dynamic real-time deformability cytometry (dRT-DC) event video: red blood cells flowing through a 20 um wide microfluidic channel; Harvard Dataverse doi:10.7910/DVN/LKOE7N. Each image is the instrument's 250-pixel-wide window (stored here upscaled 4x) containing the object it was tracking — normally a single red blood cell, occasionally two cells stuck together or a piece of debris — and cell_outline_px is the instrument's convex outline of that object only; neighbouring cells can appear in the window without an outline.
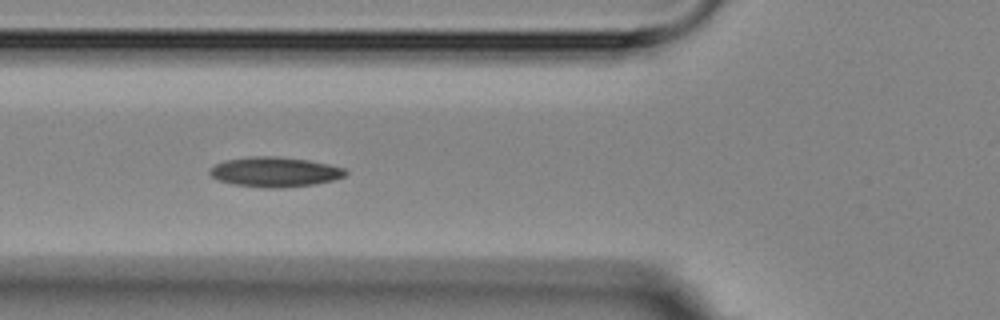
{"species": "Egyptian fruit bat (a non-hibernating species)", "species_latin": "Rousettus aegyptiacus", "temperature_condition": "room temperature", "stored_images_in_passage": 8, "camera_frame_rate_fps": 3000, "um_per_image_px": 0.085, "animal": {"sex": "female"}, "frame": {"image": 1, "passage_image": 5, "time_ms": 5.0, "image_size_px": [1000, 320], "cell_outline_px": [[348, 172], [344, 176], [332, 180], [312, 184], [280, 188], [264, 188], [232, 184], [220, 180], [212, 176], [208, 172], [216, 164], [224, 160], [248, 156], [276, 156], [308, 160], [328, 164], [344, 168]], "centroid_in_image_um": [23.34, 14.61], "position_along_channel_um": 102.5, "area_um2": 23.52}}
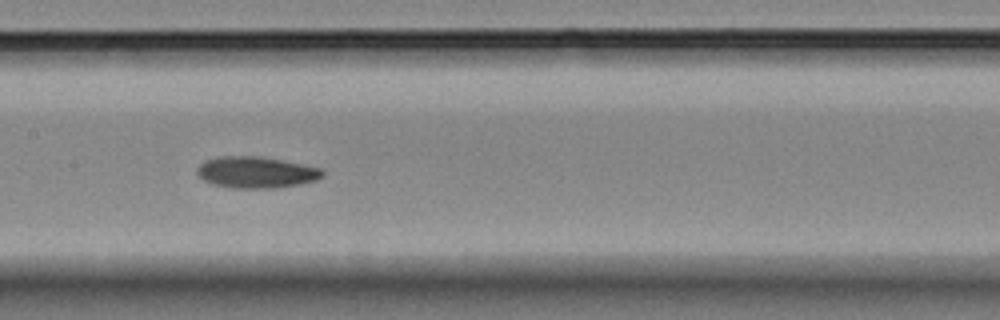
{"frame": {"image": 2, "passage_image": 7, "time_ms": 7.333, "image_size_px": [1000, 320], "cell_outline_px": [[324, 176], [316, 180], [300, 184], [276, 188], [228, 188], [212, 184], [204, 180], [196, 172], [196, 168], [204, 160], [220, 156], [260, 156], [304, 164], [320, 168], [324, 172]], "centroid_in_image_um": [21.76, 14.65], "position_along_channel_um": 185.6, "area_um2": 23.18}}
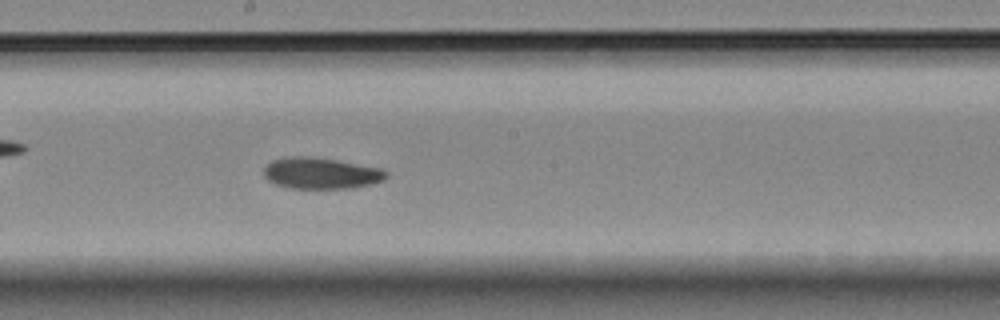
{"frame": {"image": 3, "passage_image": 8, "time_ms": 8.333, "image_size_px": [1000, 320], "cell_outline_px": [[388, 176], [384, 180], [372, 184], [352, 188], [288, 188], [276, 184], [268, 180], [264, 176], [264, 168], [272, 160], [284, 156], [312, 156], [336, 160], [380, 168], [388, 172]], "centroid_in_image_um": [27.28, 14.72], "position_along_channel_um": 220.9, "area_um2": 22.43}}